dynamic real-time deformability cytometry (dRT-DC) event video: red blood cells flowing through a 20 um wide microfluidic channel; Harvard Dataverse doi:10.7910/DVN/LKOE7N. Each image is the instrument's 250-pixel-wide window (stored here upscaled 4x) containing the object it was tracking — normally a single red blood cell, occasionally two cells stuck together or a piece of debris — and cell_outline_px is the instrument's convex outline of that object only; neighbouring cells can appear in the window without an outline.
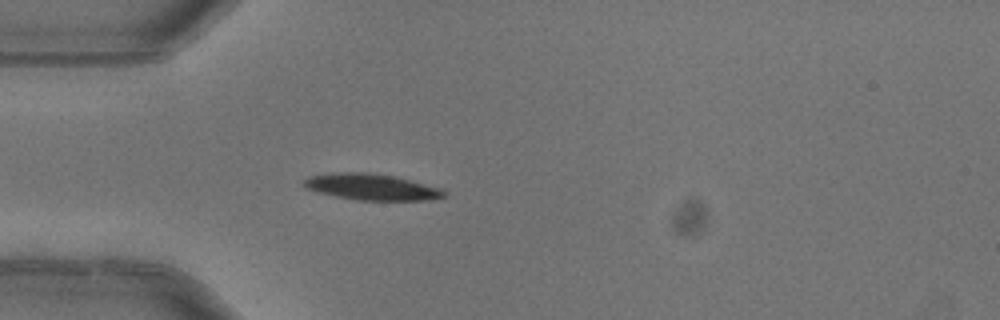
{"species": "common noctule bat (a hibernating species)", "species_latin": "Nyctalus noctula", "temperature_condition": "warm", "stored_images_in_passage": 4, "camera_frame_rate_fps": 3000, "um_per_image_px": 0.085, "animal": {"sex": "female"}, "frame": {"image": 1, "passage_image": 4, "time_ms": 1.0, "image_size_px": [1000, 320], "cell_outline_px": [[444, 196], [428, 200], [356, 200], [336, 196], [320, 192], [308, 188], [300, 184], [304, 180], [312, 176], [340, 172], [368, 172], [396, 176], [440, 188], [444, 192]], "centroid_in_image_um": [31.58, 15.88], "position_along_channel_um": 53.4, "area_um2": 21.1}}